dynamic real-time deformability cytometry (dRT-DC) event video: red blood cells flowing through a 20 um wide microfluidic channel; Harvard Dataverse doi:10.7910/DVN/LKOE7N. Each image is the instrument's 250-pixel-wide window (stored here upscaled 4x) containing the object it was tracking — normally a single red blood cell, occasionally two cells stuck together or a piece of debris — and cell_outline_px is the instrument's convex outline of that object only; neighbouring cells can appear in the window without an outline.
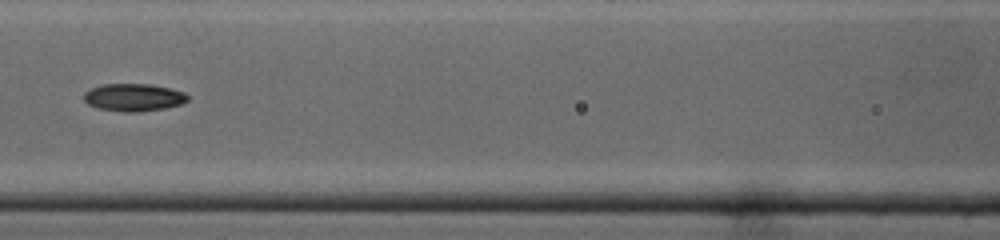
{"species": "common noctule bat (a hibernating species)", "species_latin": "Nyctalus noctula", "temperature_condition": "cold", "stored_images_in_passage": 36, "camera_frame_rate_fps": 3000, "um_per_image_px": 0.085, "animal": {"sex": "male", "body_mass_g": 19.0, "forearm_length_mm": 50.8}, "frame": {"image": 1, "passage_image": 11, "time_ms": 3.333, "image_size_px": [1000, 240], "cell_outline_px": [[188, 100], [180, 104], [164, 108], [136, 112], [128, 112], [100, 108], [88, 104], [84, 100], [84, 92], [92, 88], [104, 84], [152, 84], [172, 88], [184, 92], [188, 96]], "centroid_in_image_um": [11.38, 8.26], "position_along_channel_um": 155.2, "area_um2": 16.53}}
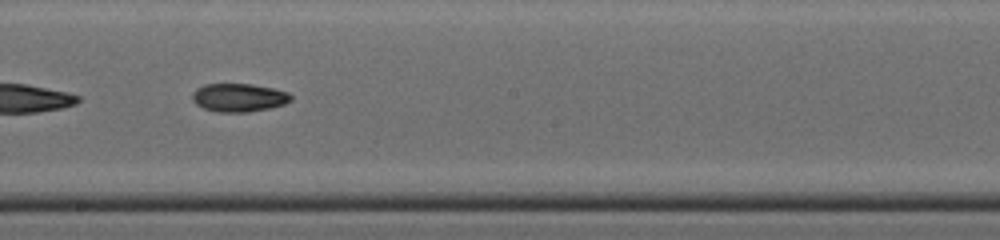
{"frame": {"image": 2, "passage_image": 16, "time_ms": 5.0, "image_size_px": [1000, 240], "cell_outline_px": [[292, 100], [284, 104], [268, 108], [248, 112], [216, 112], [204, 108], [196, 104], [192, 100], [192, 92], [196, 88], [204, 84], [252, 84], [272, 88], [288, 92], [292, 96]], "centroid_in_image_um": [20.28, 8.29], "position_along_channel_um": 227.9, "area_um2": 16.3}, "authors_computed_cell_mechanics": {"area_um2": 16.2418, "velocity_mm_per_s": 4.3793, "shape_relaxation_time_tau1_ms": 2.9776, "shape_relaxation_time_tau2_ms": null, "deformation_change_tau1": 0.0979, "deformation_change_tau2": null}}